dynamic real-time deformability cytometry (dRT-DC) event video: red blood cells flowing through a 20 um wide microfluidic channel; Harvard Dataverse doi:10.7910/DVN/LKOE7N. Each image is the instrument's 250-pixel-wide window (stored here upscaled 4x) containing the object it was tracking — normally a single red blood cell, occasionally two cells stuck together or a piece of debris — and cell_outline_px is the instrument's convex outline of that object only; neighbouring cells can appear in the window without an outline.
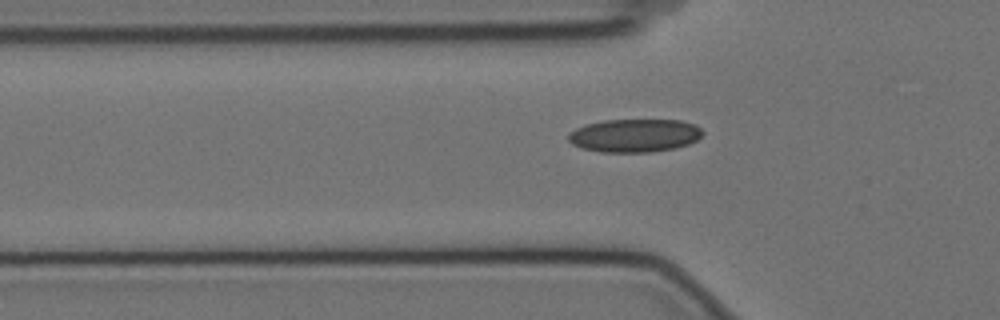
{"species": "Egyptian fruit bat (a non-hibernating species)", "species_latin": "Rousettus aegyptiacus", "temperature_condition": "cold", "stored_images_in_passage": 39, "camera_frame_rate_fps": 3000, "um_per_image_px": 0.085, "animal": {"sex": "female"}, "frame": {"image": 1, "passage_image": 7, "time_ms": 2.0, "image_size_px": [1000, 320], "cell_outline_px": [[704, 132], [696, 140], [688, 144], [676, 148], [652, 152], [600, 152], [580, 148], [572, 144], [568, 140], [568, 132], [584, 124], [604, 120], [680, 120], [696, 124]], "centroid_in_image_um": [53.91, 11.52], "position_along_channel_um": 71.9, "area_um2": 26.24}}
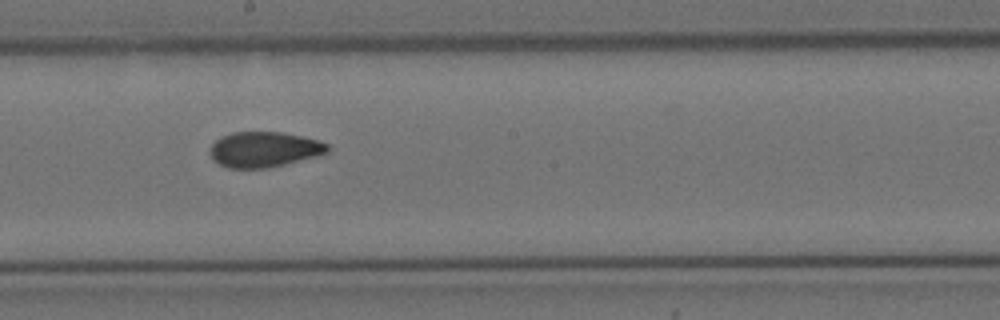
{"frame": {"image": 2, "passage_image": 20, "time_ms": 6.333, "image_size_px": [1000, 320], "cell_outline_px": [[328, 152], [316, 156], [268, 168], [228, 168], [212, 160], [212, 144], [220, 136], [232, 132], [280, 132], [304, 136], [328, 144]], "centroid_in_image_um": [22.44, 12.69], "position_along_channel_um": 225.8, "area_um2": 24.04}}
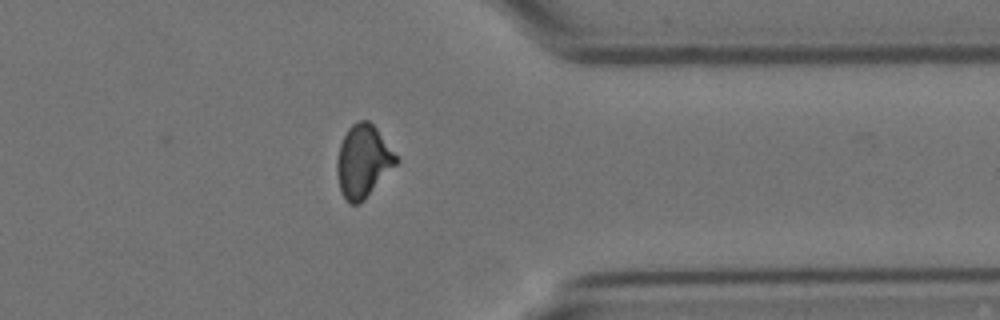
{"frame": {"image": 3, "passage_image": 34, "time_ms": 11.0, "image_size_px": [1000, 320], "cell_outline_px": [[400, 160], [364, 200], [360, 204], [352, 204], [340, 192], [336, 172], [336, 160], [340, 144], [348, 128], [352, 124], [360, 120], [368, 120], [376, 128]], "centroid_in_image_um": [30.85, 13.71], "position_along_channel_um": 380.6, "area_um2": 24.85}, "authors_computed_cell_mechanics": {"area_um2": 24.854, "velocity_mm_per_s": 3.5269, "shape_relaxation_time_tau1_ms": null, "shape_relaxation_time_tau2_ms": 2.5286, "deformation_change_tau1": null, "deformation_change_tau2": 0.0772}}